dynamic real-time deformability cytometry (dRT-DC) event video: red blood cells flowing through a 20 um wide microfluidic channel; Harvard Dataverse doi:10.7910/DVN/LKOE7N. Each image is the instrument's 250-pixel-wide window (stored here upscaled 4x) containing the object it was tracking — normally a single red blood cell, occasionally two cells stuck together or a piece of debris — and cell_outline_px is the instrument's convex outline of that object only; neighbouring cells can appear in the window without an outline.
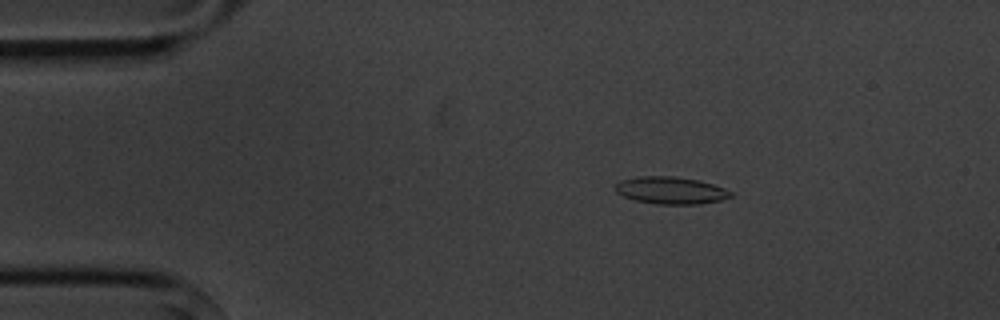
{"species": "common noctule bat (a hibernating species)", "species_latin": "Nyctalus noctula", "temperature_condition": "cold", "stored_images_in_passage": 6, "camera_frame_rate_fps": 3000, "um_per_image_px": 0.085, "animal": {"sex": "male", "body_mass_g": 20.1, "forearm_length_mm": 53.5}, "frame": {"image": 1, "passage_image": 3, "time_ms": 2.333, "image_size_px": [1000, 320], "cell_outline_px": [[732, 196], [720, 200], [696, 204], [656, 204], [636, 200], [624, 196], [616, 192], [612, 188], [620, 180], [640, 176], [672, 176], [696, 180], [712, 184], [724, 188], [732, 192]], "centroid_in_image_um": [56.97, 16.18], "position_along_channel_um": 28.0, "area_um2": 18.15}}
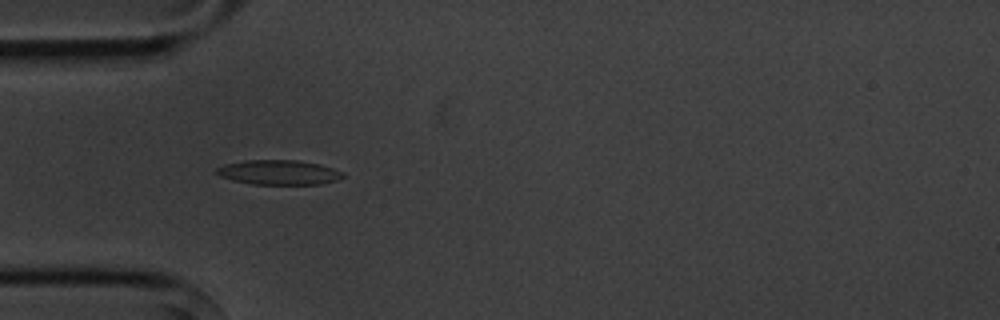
{"frame": {"image": 2, "passage_image": 5, "time_ms": 4.667, "image_size_px": [1000, 320], "cell_outline_px": [[344, 176], [336, 180], [320, 184], [252, 184], [232, 180], [220, 176], [212, 172], [216, 168], [224, 164], [244, 160], [296, 160], [320, 164], [344, 172]], "centroid_in_image_um": [23.65, 14.64], "position_along_channel_um": 61.4, "area_um2": 18.26}}
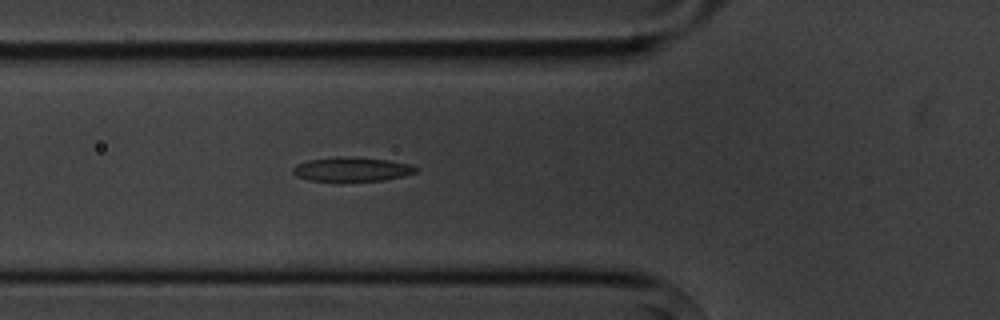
{"frame": {"image": 3, "passage_image": 6, "time_ms": 5.667, "image_size_px": [1000, 320], "cell_outline_px": [[420, 168], [416, 172], [404, 176], [384, 180], [308, 180], [296, 176], [292, 172], [292, 168], [296, 164], [308, 160], [336, 156], [352, 156], [388, 160], [408, 164]], "centroid_in_image_um": [29.89, 14.36], "position_along_channel_um": 95.9, "area_um2": 17.28}}